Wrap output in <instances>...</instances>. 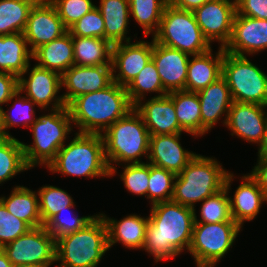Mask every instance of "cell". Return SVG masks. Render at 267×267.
<instances>
[{"label":"cell","instance_id":"obj_1","mask_svg":"<svg viewBox=\"0 0 267 267\" xmlns=\"http://www.w3.org/2000/svg\"><path fill=\"white\" fill-rule=\"evenodd\" d=\"M145 243L142 248L154 263L174 259L189 250L194 225V209L171 201L150 208Z\"/></svg>","mask_w":267,"mask_h":267},{"label":"cell","instance_id":"obj_2","mask_svg":"<svg viewBox=\"0 0 267 267\" xmlns=\"http://www.w3.org/2000/svg\"><path fill=\"white\" fill-rule=\"evenodd\" d=\"M77 133L102 134L134 106L126 88L113 82L108 87L78 96L68 106Z\"/></svg>","mask_w":267,"mask_h":267},{"label":"cell","instance_id":"obj_3","mask_svg":"<svg viewBox=\"0 0 267 267\" xmlns=\"http://www.w3.org/2000/svg\"><path fill=\"white\" fill-rule=\"evenodd\" d=\"M57 152L56 158L47 166L52 174L89 178H109L104 142L101 134L74 133Z\"/></svg>","mask_w":267,"mask_h":267},{"label":"cell","instance_id":"obj_4","mask_svg":"<svg viewBox=\"0 0 267 267\" xmlns=\"http://www.w3.org/2000/svg\"><path fill=\"white\" fill-rule=\"evenodd\" d=\"M42 112L29 127L33 137L32 144L22 142L25 162L30 169L39 166L47 168L69 140L72 131L75 132L68 107Z\"/></svg>","mask_w":267,"mask_h":267},{"label":"cell","instance_id":"obj_5","mask_svg":"<svg viewBox=\"0 0 267 267\" xmlns=\"http://www.w3.org/2000/svg\"><path fill=\"white\" fill-rule=\"evenodd\" d=\"M229 172L215 157L196 154L176 175L172 201L194 209L225 187Z\"/></svg>","mask_w":267,"mask_h":267},{"label":"cell","instance_id":"obj_6","mask_svg":"<svg viewBox=\"0 0 267 267\" xmlns=\"http://www.w3.org/2000/svg\"><path fill=\"white\" fill-rule=\"evenodd\" d=\"M101 135L110 170L116 165L146 162L142 157L148 158L150 134L134 108Z\"/></svg>","mask_w":267,"mask_h":267},{"label":"cell","instance_id":"obj_7","mask_svg":"<svg viewBox=\"0 0 267 267\" xmlns=\"http://www.w3.org/2000/svg\"><path fill=\"white\" fill-rule=\"evenodd\" d=\"M108 251L107 226L97 213L83 229L56 240L55 267H98Z\"/></svg>","mask_w":267,"mask_h":267},{"label":"cell","instance_id":"obj_8","mask_svg":"<svg viewBox=\"0 0 267 267\" xmlns=\"http://www.w3.org/2000/svg\"><path fill=\"white\" fill-rule=\"evenodd\" d=\"M151 38L190 56L206 53L212 48L203 36L193 11L175 8L170 3L164 9L158 31Z\"/></svg>","mask_w":267,"mask_h":267},{"label":"cell","instance_id":"obj_9","mask_svg":"<svg viewBox=\"0 0 267 267\" xmlns=\"http://www.w3.org/2000/svg\"><path fill=\"white\" fill-rule=\"evenodd\" d=\"M224 50L222 77L233 101L267 106V74L248 59Z\"/></svg>","mask_w":267,"mask_h":267},{"label":"cell","instance_id":"obj_10","mask_svg":"<svg viewBox=\"0 0 267 267\" xmlns=\"http://www.w3.org/2000/svg\"><path fill=\"white\" fill-rule=\"evenodd\" d=\"M243 228L235 221L194 222L188 253L194 263L216 264L232 250Z\"/></svg>","mask_w":267,"mask_h":267},{"label":"cell","instance_id":"obj_11","mask_svg":"<svg viewBox=\"0 0 267 267\" xmlns=\"http://www.w3.org/2000/svg\"><path fill=\"white\" fill-rule=\"evenodd\" d=\"M2 250L12 265L36 264L50 267L55 263L56 240L43 225L31 228Z\"/></svg>","mask_w":267,"mask_h":267},{"label":"cell","instance_id":"obj_12","mask_svg":"<svg viewBox=\"0 0 267 267\" xmlns=\"http://www.w3.org/2000/svg\"><path fill=\"white\" fill-rule=\"evenodd\" d=\"M30 64L18 77V90L40 109L67 107L61 91V75L55 71Z\"/></svg>","mask_w":267,"mask_h":267},{"label":"cell","instance_id":"obj_13","mask_svg":"<svg viewBox=\"0 0 267 267\" xmlns=\"http://www.w3.org/2000/svg\"><path fill=\"white\" fill-rule=\"evenodd\" d=\"M203 36L212 46L225 48L232 35L236 0H210L193 11Z\"/></svg>","mask_w":267,"mask_h":267},{"label":"cell","instance_id":"obj_14","mask_svg":"<svg viewBox=\"0 0 267 267\" xmlns=\"http://www.w3.org/2000/svg\"><path fill=\"white\" fill-rule=\"evenodd\" d=\"M68 29L49 0H37L30 9L23 32L33 53L40 46L62 37Z\"/></svg>","mask_w":267,"mask_h":267},{"label":"cell","instance_id":"obj_15","mask_svg":"<svg viewBox=\"0 0 267 267\" xmlns=\"http://www.w3.org/2000/svg\"><path fill=\"white\" fill-rule=\"evenodd\" d=\"M152 59L151 41L137 40L118 43L112 47L113 82L127 87Z\"/></svg>","mask_w":267,"mask_h":267},{"label":"cell","instance_id":"obj_16","mask_svg":"<svg viewBox=\"0 0 267 267\" xmlns=\"http://www.w3.org/2000/svg\"><path fill=\"white\" fill-rule=\"evenodd\" d=\"M113 83L112 65H73L61 75L62 98L68 106L80 95L104 89Z\"/></svg>","mask_w":267,"mask_h":267},{"label":"cell","instance_id":"obj_17","mask_svg":"<svg viewBox=\"0 0 267 267\" xmlns=\"http://www.w3.org/2000/svg\"><path fill=\"white\" fill-rule=\"evenodd\" d=\"M267 124V106L233 101L225 127L231 136L259 146Z\"/></svg>","mask_w":267,"mask_h":267},{"label":"cell","instance_id":"obj_18","mask_svg":"<svg viewBox=\"0 0 267 267\" xmlns=\"http://www.w3.org/2000/svg\"><path fill=\"white\" fill-rule=\"evenodd\" d=\"M266 49L267 20L235 14L232 35L224 50L238 56H255Z\"/></svg>","mask_w":267,"mask_h":267},{"label":"cell","instance_id":"obj_19","mask_svg":"<svg viewBox=\"0 0 267 267\" xmlns=\"http://www.w3.org/2000/svg\"><path fill=\"white\" fill-rule=\"evenodd\" d=\"M235 175L232 171L228 174L230 184H233L236 178H240L241 181L233 191V196L229 194L230 210L232 219L243 228L245 222L253 221L258 217L263 204H267V197L248 172L240 177Z\"/></svg>","mask_w":267,"mask_h":267},{"label":"cell","instance_id":"obj_20","mask_svg":"<svg viewBox=\"0 0 267 267\" xmlns=\"http://www.w3.org/2000/svg\"><path fill=\"white\" fill-rule=\"evenodd\" d=\"M189 59V54L156 43L152 38V60L168 93L185 90Z\"/></svg>","mask_w":267,"mask_h":267},{"label":"cell","instance_id":"obj_21","mask_svg":"<svg viewBox=\"0 0 267 267\" xmlns=\"http://www.w3.org/2000/svg\"><path fill=\"white\" fill-rule=\"evenodd\" d=\"M182 134L151 135L146 162L179 174L197 154L182 147Z\"/></svg>","mask_w":267,"mask_h":267},{"label":"cell","instance_id":"obj_22","mask_svg":"<svg viewBox=\"0 0 267 267\" xmlns=\"http://www.w3.org/2000/svg\"><path fill=\"white\" fill-rule=\"evenodd\" d=\"M201 106V137L220 121L225 126L233 103L226 80L221 76L206 88L197 92Z\"/></svg>","mask_w":267,"mask_h":267},{"label":"cell","instance_id":"obj_23","mask_svg":"<svg viewBox=\"0 0 267 267\" xmlns=\"http://www.w3.org/2000/svg\"><path fill=\"white\" fill-rule=\"evenodd\" d=\"M151 135H166L185 132L180 128L173 100L168 94L150 97L134 105Z\"/></svg>","mask_w":267,"mask_h":267},{"label":"cell","instance_id":"obj_24","mask_svg":"<svg viewBox=\"0 0 267 267\" xmlns=\"http://www.w3.org/2000/svg\"><path fill=\"white\" fill-rule=\"evenodd\" d=\"M107 226L108 248L111 249L117 243L132 250H142L145 243L146 228L149 216L143 217L141 214H127L120 220L109 217L105 213H100Z\"/></svg>","mask_w":267,"mask_h":267},{"label":"cell","instance_id":"obj_25","mask_svg":"<svg viewBox=\"0 0 267 267\" xmlns=\"http://www.w3.org/2000/svg\"><path fill=\"white\" fill-rule=\"evenodd\" d=\"M213 53L211 48L206 53L190 56L185 84L186 91L198 92L222 76L224 48L218 47V50Z\"/></svg>","mask_w":267,"mask_h":267},{"label":"cell","instance_id":"obj_26","mask_svg":"<svg viewBox=\"0 0 267 267\" xmlns=\"http://www.w3.org/2000/svg\"><path fill=\"white\" fill-rule=\"evenodd\" d=\"M96 7L104 19L105 39L112 45L131 41L129 0H100ZM129 30V31H128ZM128 34V35H127Z\"/></svg>","mask_w":267,"mask_h":267},{"label":"cell","instance_id":"obj_27","mask_svg":"<svg viewBox=\"0 0 267 267\" xmlns=\"http://www.w3.org/2000/svg\"><path fill=\"white\" fill-rule=\"evenodd\" d=\"M32 57L37 66L62 75L74 65L72 35L67 32L62 37L40 46L32 53Z\"/></svg>","mask_w":267,"mask_h":267},{"label":"cell","instance_id":"obj_28","mask_svg":"<svg viewBox=\"0 0 267 267\" xmlns=\"http://www.w3.org/2000/svg\"><path fill=\"white\" fill-rule=\"evenodd\" d=\"M9 195H0L7 211L31 228L43 226L39 213L38 193L24 185H14Z\"/></svg>","mask_w":267,"mask_h":267},{"label":"cell","instance_id":"obj_29","mask_svg":"<svg viewBox=\"0 0 267 267\" xmlns=\"http://www.w3.org/2000/svg\"><path fill=\"white\" fill-rule=\"evenodd\" d=\"M33 60L23 33L0 35V72L19 77Z\"/></svg>","mask_w":267,"mask_h":267},{"label":"cell","instance_id":"obj_30","mask_svg":"<svg viewBox=\"0 0 267 267\" xmlns=\"http://www.w3.org/2000/svg\"><path fill=\"white\" fill-rule=\"evenodd\" d=\"M168 95L173 100L180 128L193 138L201 137V106L197 92L180 90Z\"/></svg>","mask_w":267,"mask_h":267},{"label":"cell","instance_id":"obj_31","mask_svg":"<svg viewBox=\"0 0 267 267\" xmlns=\"http://www.w3.org/2000/svg\"><path fill=\"white\" fill-rule=\"evenodd\" d=\"M74 65H111L113 45L103 38L72 36Z\"/></svg>","mask_w":267,"mask_h":267},{"label":"cell","instance_id":"obj_32","mask_svg":"<svg viewBox=\"0 0 267 267\" xmlns=\"http://www.w3.org/2000/svg\"><path fill=\"white\" fill-rule=\"evenodd\" d=\"M4 106L9 107L6 110L4 108L1 110L4 131L8 137H15L9 131L11 128L21 126L29 129L38 118L36 116V107L38 106L19 90Z\"/></svg>","mask_w":267,"mask_h":267},{"label":"cell","instance_id":"obj_33","mask_svg":"<svg viewBox=\"0 0 267 267\" xmlns=\"http://www.w3.org/2000/svg\"><path fill=\"white\" fill-rule=\"evenodd\" d=\"M169 0H129L130 18L143 29L145 39L159 29L160 21Z\"/></svg>","mask_w":267,"mask_h":267},{"label":"cell","instance_id":"obj_34","mask_svg":"<svg viewBox=\"0 0 267 267\" xmlns=\"http://www.w3.org/2000/svg\"><path fill=\"white\" fill-rule=\"evenodd\" d=\"M37 0H0V35L23 33Z\"/></svg>","mask_w":267,"mask_h":267},{"label":"cell","instance_id":"obj_35","mask_svg":"<svg viewBox=\"0 0 267 267\" xmlns=\"http://www.w3.org/2000/svg\"><path fill=\"white\" fill-rule=\"evenodd\" d=\"M126 91L133 106L140 100L145 99L149 93L150 96L155 93L153 97H161L168 94L163 88L156 65L152 59L126 87Z\"/></svg>","mask_w":267,"mask_h":267},{"label":"cell","instance_id":"obj_36","mask_svg":"<svg viewBox=\"0 0 267 267\" xmlns=\"http://www.w3.org/2000/svg\"><path fill=\"white\" fill-rule=\"evenodd\" d=\"M28 170L30 168L25 162L22 141L9 137L0 142V186Z\"/></svg>","mask_w":267,"mask_h":267},{"label":"cell","instance_id":"obj_37","mask_svg":"<svg viewBox=\"0 0 267 267\" xmlns=\"http://www.w3.org/2000/svg\"><path fill=\"white\" fill-rule=\"evenodd\" d=\"M231 186L228 182L222 190L204 199L200 203L199 217H197V211L194 208V222L219 223L234 221L231 216L229 199Z\"/></svg>","mask_w":267,"mask_h":267},{"label":"cell","instance_id":"obj_38","mask_svg":"<svg viewBox=\"0 0 267 267\" xmlns=\"http://www.w3.org/2000/svg\"><path fill=\"white\" fill-rule=\"evenodd\" d=\"M38 193L39 213L44 225L57 212L67 210L75 202L73 197L60 187L43 184L36 190Z\"/></svg>","mask_w":267,"mask_h":267},{"label":"cell","instance_id":"obj_39","mask_svg":"<svg viewBox=\"0 0 267 267\" xmlns=\"http://www.w3.org/2000/svg\"><path fill=\"white\" fill-rule=\"evenodd\" d=\"M122 172L118 173V167L111 169L110 177H114L117 174L120 176V180L123 183L124 188L128 193L137 196H144L147 199V191L149 187V175H150V163H134V164H122Z\"/></svg>","mask_w":267,"mask_h":267},{"label":"cell","instance_id":"obj_40","mask_svg":"<svg viewBox=\"0 0 267 267\" xmlns=\"http://www.w3.org/2000/svg\"><path fill=\"white\" fill-rule=\"evenodd\" d=\"M76 204L68 206L67 210L59 211L52 216L45 224L48 232L57 240L59 237L69 233L83 229L90 223L97 214L79 216V213H74ZM74 209V210H72Z\"/></svg>","mask_w":267,"mask_h":267},{"label":"cell","instance_id":"obj_41","mask_svg":"<svg viewBox=\"0 0 267 267\" xmlns=\"http://www.w3.org/2000/svg\"><path fill=\"white\" fill-rule=\"evenodd\" d=\"M175 178V173L150 164L149 187L147 191V199L150 206L172 200Z\"/></svg>","mask_w":267,"mask_h":267},{"label":"cell","instance_id":"obj_42","mask_svg":"<svg viewBox=\"0 0 267 267\" xmlns=\"http://www.w3.org/2000/svg\"><path fill=\"white\" fill-rule=\"evenodd\" d=\"M55 7L64 26L69 29L96 5L92 0H49Z\"/></svg>","mask_w":267,"mask_h":267},{"label":"cell","instance_id":"obj_43","mask_svg":"<svg viewBox=\"0 0 267 267\" xmlns=\"http://www.w3.org/2000/svg\"><path fill=\"white\" fill-rule=\"evenodd\" d=\"M68 32L72 36L97 37L105 39L104 19L100 10L94 7L90 12L83 15Z\"/></svg>","mask_w":267,"mask_h":267},{"label":"cell","instance_id":"obj_44","mask_svg":"<svg viewBox=\"0 0 267 267\" xmlns=\"http://www.w3.org/2000/svg\"><path fill=\"white\" fill-rule=\"evenodd\" d=\"M31 227L13 214L9 213L0 201V248L27 233Z\"/></svg>","mask_w":267,"mask_h":267},{"label":"cell","instance_id":"obj_45","mask_svg":"<svg viewBox=\"0 0 267 267\" xmlns=\"http://www.w3.org/2000/svg\"><path fill=\"white\" fill-rule=\"evenodd\" d=\"M236 14L267 20V0H236Z\"/></svg>","mask_w":267,"mask_h":267},{"label":"cell","instance_id":"obj_46","mask_svg":"<svg viewBox=\"0 0 267 267\" xmlns=\"http://www.w3.org/2000/svg\"><path fill=\"white\" fill-rule=\"evenodd\" d=\"M18 90V77L7 72H0V110Z\"/></svg>","mask_w":267,"mask_h":267},{"label":"cell","instance_id":"obj_47","mask_svg":"<svg viewBox=\"0 0 267 267\" xmlns=\"http://www.w3.org/2000/svg\"><path fill=\"white\" fill-rule=\"evenodd\" d=\"M249 175L257 182L267 197V158H257V163Z\"/></svg>","mask_w":267,"mask_h":267},{"label":"cell","instance_id":"obj_48","mask_svg":"<svg viewBox=\"0 0 267 267\" xmlns=\"http://www.w3.org/2000/svg\"><path fill=\"white\" fill-rule=\"evenodd\" d=\"M210 0H169V3L178 9L194 11Z\"/></svg>","mask_w":267,"mask_h":267},{"label":"cell","instance_id":"obj_49","mask_svg":"<svg viewBox=\"0 0 267 267\" xmlns=\"http://www.w3.org/2000/svg\"><path fill=\"white\" fill-rule=\"evenodd\" d=\"M257 158H267V124L262 140L258 146Z\"/></svg>","mask_w":267,"mask_h":267},{"label":"cell","instance_id":"obj_50","mask_svg":"<svg viewBox=\"0 0 267 267\" xmlns=\"http://www.w3.org/2000/svg\"><path fill=\"white\" fill-rule=\"evenodd\" d=\"M0 267H12V263L10 262L2 248H0Z\"/></svg>","mask_w":267,"mask_h":267},{"label":"cell","instance_id":"obj_51","mask_svg":"<svg viewBox=\"0 0 267 267\" xmlns=\"http://www.w3.org/2000/svg\"><path fill=\"white\" fill-rule=\"evenodd\" d=\"M8 138L9 137L7 136V134L4 131L2 113H1V110H0V142L6 140Z\"/></svg>","mask_w":267,"mask_h":267},{"label":"cell","instance_id":"obj_52","mask_svg":"<svg viewBox=\"0 0 267 267\" xmlns=\"http://www.w3.org/2000/svg\"><path fill=\"white\" fill-rule=\"evenodd\" d=\"M12 267H43V266L36 264H17V265H12Z\"/></svg>","mask_w":267,"mask_h":267},{"label":"cell","instance_id":"obj_53","mask_svg":"<svg viewBox=\"0 0 267 267\" xmlns=\"http://www.w3.org/2000/svg\"><path fill=\"white\" fill-rule=\"evenodd\" d=\"M196 267H216V264L195 263Z\"/></svg>","mask_w":267,"mask_h":267}]
</instances>
